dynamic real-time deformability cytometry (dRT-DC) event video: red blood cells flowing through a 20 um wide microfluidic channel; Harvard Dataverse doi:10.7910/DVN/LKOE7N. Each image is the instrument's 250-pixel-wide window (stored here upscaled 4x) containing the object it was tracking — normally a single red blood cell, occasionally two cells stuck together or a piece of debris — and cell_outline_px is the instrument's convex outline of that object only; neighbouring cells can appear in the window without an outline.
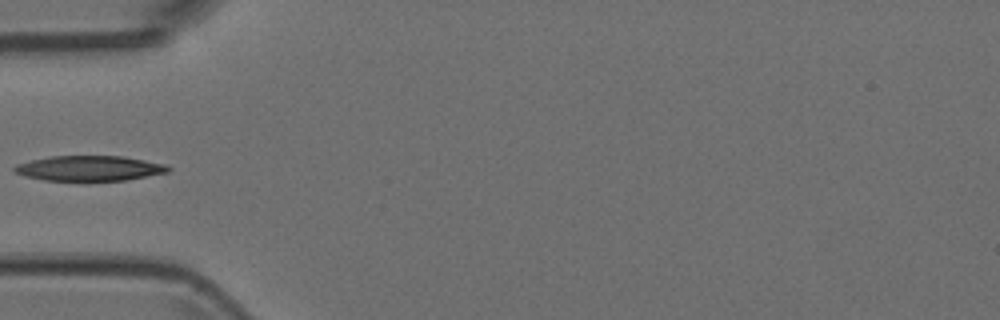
{"species": "Egyptian fruit bat (a non-hibernating species)", "species_latin": "Rousettus aegyptiacus", "temperature_condition": "room temperature", "stored_images_in_passage": 1, "camera_frame_rate_fps": 3000, "um_per_image_px": 0.085, "animal": {"sex": "female"}, "frame": {"image": 1, "passage_image": 1, "time_ms": 0.0, "image_size_px": [1000, 320], "cell_outline_px": [[172, 168], [168, 172], [124, 180], [44, 180], [24, 176], [12, 172], [12, 168], [16, 164], [32, 160], [52, 156], [124, 156], [164, 164]], "centroid_in_image_um": [7.55, 14.3], "position_along_channel_um": 77.4, "area_um2": 22.37}}